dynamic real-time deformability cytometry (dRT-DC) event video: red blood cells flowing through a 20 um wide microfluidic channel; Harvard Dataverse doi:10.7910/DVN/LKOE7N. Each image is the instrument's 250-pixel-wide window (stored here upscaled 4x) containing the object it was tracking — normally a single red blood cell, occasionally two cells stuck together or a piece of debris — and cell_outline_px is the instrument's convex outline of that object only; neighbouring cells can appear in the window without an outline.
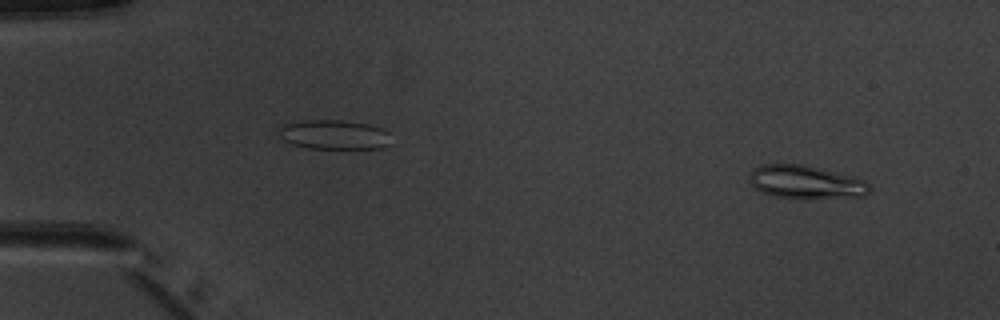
{"species": "common noctule bat (a hibernating species)", "species_latin": "Nyctalus noctula", "temperature_condition": "warm", "stored_images_in_passage": 4, "camera_frame_rate_fps": 3000, "um_per_image_px": 0.085, "animal": {"sex": "male", "body_mass_g": 20.1, "forearm_length_mm": 53.5}, "frame": {"image": 1, "passage_image": 1, "time_ms": 0.0, "image_size_px": [1000, 320], "cell_outline_px": [[872, 188], [864, 196], [804, 200], [776, 196], [764, 192], [756, 188], [748, 180], [748, 176], [760, 164], [804, 164], [856, 176], [864, 180]], "centroid_in_image_um": [68.55, 15.49], "position_along_channel_um": 16.5, "area_um2": 23.76}}